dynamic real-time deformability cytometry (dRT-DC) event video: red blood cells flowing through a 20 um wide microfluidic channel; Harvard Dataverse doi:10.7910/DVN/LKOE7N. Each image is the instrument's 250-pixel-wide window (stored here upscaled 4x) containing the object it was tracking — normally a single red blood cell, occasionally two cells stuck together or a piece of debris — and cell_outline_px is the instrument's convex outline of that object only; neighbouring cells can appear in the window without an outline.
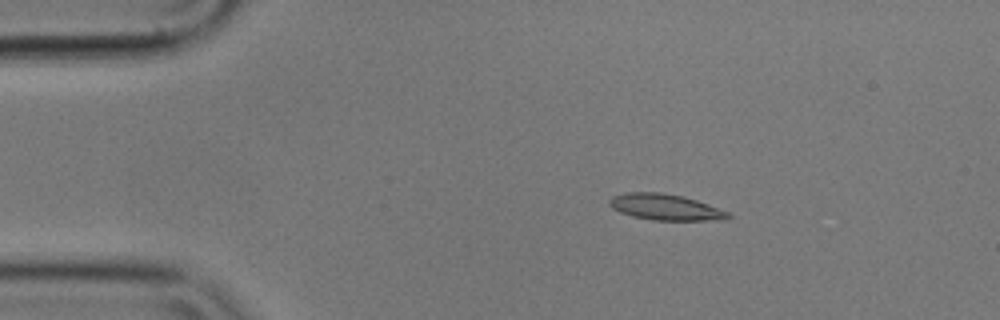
{"species": "common noctule bat (a hibernating species)", "species_latin": "Nyctalus noctula", "temperature_condition": "cold", "stored_images_in_passage": 4, "camera_frame_rate_fps": 3000, "um_per_image_px": 0.085, "animal": {"sex": "male", "body_mass_g": 17.9}, "frame": {"image": 1, "passage_image": 3, "time_ms": 0.667, "image_size_px": [1000, 320], "cell_outline_px": [[732, 216], [728, 220], [652, 220], [632, 216], [620, 212], [612, 208], [608, 204], [608, 200], [612, 196], [628, 192], [660, 192], [680, 196], [696, 200], [708, 204], [728, 212]], "centroid_in_image_um": [56.54, 17.61], "position_along_channel_um": 28.5, "area_um2": 18.03}}